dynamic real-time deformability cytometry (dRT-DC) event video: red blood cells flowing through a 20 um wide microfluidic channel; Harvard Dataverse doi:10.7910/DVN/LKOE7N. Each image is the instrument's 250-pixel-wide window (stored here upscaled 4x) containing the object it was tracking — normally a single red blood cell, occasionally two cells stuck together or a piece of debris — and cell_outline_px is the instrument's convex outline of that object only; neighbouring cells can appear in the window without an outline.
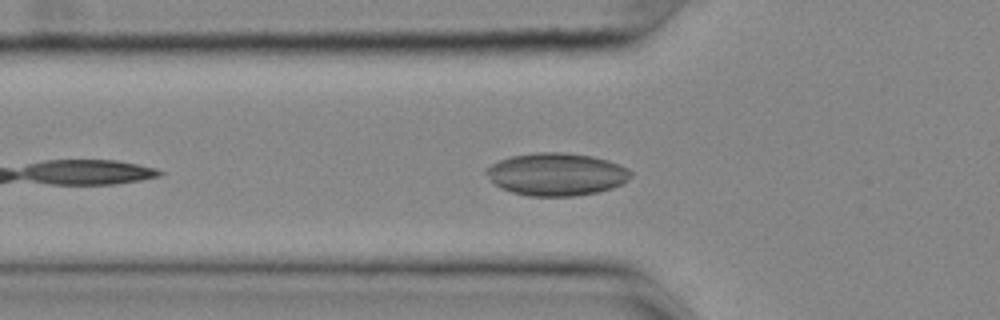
{"species": "common noctule bat (a hibernating species)", "species_latin": "Nyctalus noctula", "temperature_condition": "cold", "stored_images_in_passage": 33, "camera_frame_rate_fps": 3000, "um_per_image_px": 0.085, "animal": {"sex": "female", "body_mass_g": 25.1}, "frame": {"image": 1, "passage_image": 6, "time_ms": 1.667, "image_size_px": [1000, 320], "cell_outline_px": [[632, 176], [628, 180], [612, 188], [596, 192], [572, 196], [528, 196], [512, 192], [500, 188], [484, 172], [484, 168], [500, 160], [512, 156], [536, 152], [564, 152], [592, 156], [608, 160], [628, 168], [632, 172]], "centroid_in_image_um": [47.3, 14.8], "position_along_channel_um": 78.5, "area_um2": 35.89}}
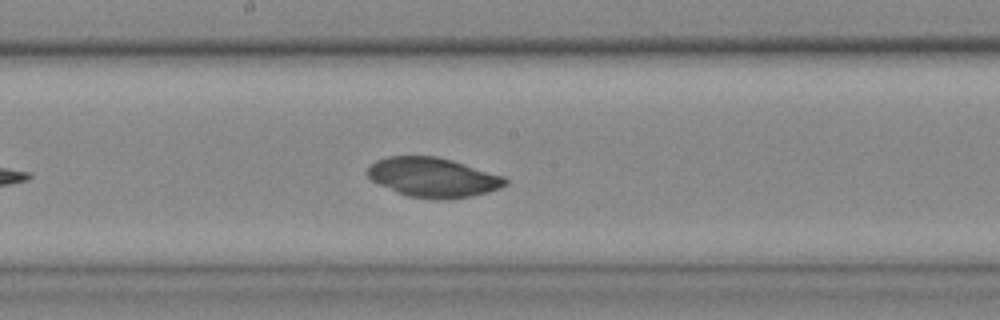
{"frame": {"image": 2, "passage_image": 17, "time_ms": 5.333, "image_size_px": [1000, 320], "cell_outline_px": [[508, 184], [500, 188], [488, 192], [448, 200], [444, 200], [408, 196], [380, 184], [372, 180], [368, 176], [368, 168], [376, 160], [388, 156], [436, 156], [452, 160], [504, 176], [508, 180]], "centroid_in_image_um": [36.84, 15.07], "position_along_channel_um": 211.4, "area_um2": 31.44}}
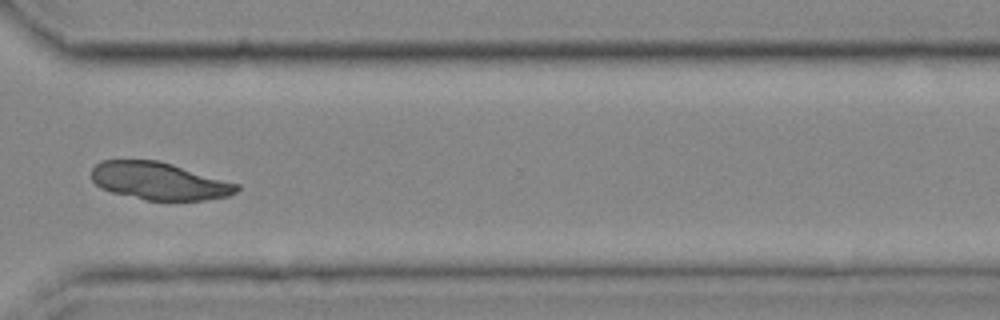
{"frame": {"image": 3, "passage_image": 29, "time_ms": 9.333, "image_size_px": [1000, 320], "cell_outline_px": [[240, 188], [236, 192], [228, 196], [204, 200], [148, 200], [112, 192], [100, 188], [92, 180], [92, 168], [100, 160], [160, 160], [240, 184]], "centroid_in_image_um": [13.54, 15.38], "position_along_channel_um": 357.1, "area_um2": 31.79}}